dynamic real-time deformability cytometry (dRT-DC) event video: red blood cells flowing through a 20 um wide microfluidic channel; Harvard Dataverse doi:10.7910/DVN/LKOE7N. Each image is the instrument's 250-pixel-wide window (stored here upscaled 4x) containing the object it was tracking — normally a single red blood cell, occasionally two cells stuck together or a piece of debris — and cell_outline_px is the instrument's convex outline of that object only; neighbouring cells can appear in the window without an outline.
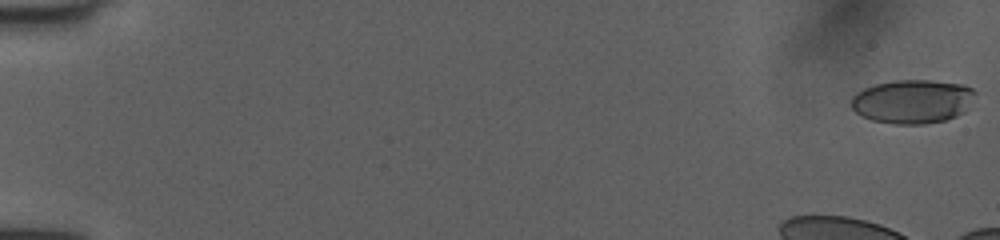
{"species": "human", "species_latin": "Homo sapiens", "temperature_condition": "room temperature", "stored_images_in_passage": 16, "camera_frame_rate_fps": 3000, "um_per_image_px": 0.085, "donor": {"sex": "female"}, "frame": {"image": 1, "passage_image": 1, "time_ms": 0.0, "image_size_px": [1000, 240], "cell_outline_px": [[976, 92], [964, 112], [956, 116], [944, 120], [924, 124], [896, 124], [872, 120], [856, 112], [852, 108], [852, 96], [864, 88], [876, 84], [896, 80], [932, 80], [964, 84], [972, 88]], "centroid_in_image_um": [77.58, 8.61], "position_along_channel_um": 7.4, "area_um2": 31.5}}